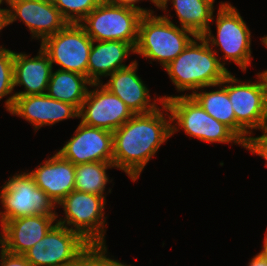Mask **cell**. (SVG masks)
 <instances>
[{
	"mask_svg": "<svg viewBox=\"0 0 267 266\" xmlns=\"http://www.w3.org/2000/svg\"><path fill=\"white\" fill-rule=\"evenodd\" d=\"M161 107L149 113L134 114L113 132V164L133 182L159 147L172 136L169 109L164 102Z\"/></svg>",
	"mask_w": 267,
	"mask_h": 266,
	"instance_id": "obj_1",
	"label": "cell"
},
{
	"mask_svg": "<svg viewBox=\"0 0 267 266\" xmlns=\"http://www.w3.org/2000/svg\"><path fill=\"white\" fill-rule=\"evenodd\" d=\"M218 51L210 47L202 36L189 45L164 69L177 91L184 92L217 87L230 73L219 60Z\"/></svg>",
	"mask_w": 267,
	"mask_h": 266,
	"instance_id": "obj_2",
	"label": "cell"
},
{
	"mask_svg": "<svg viewBox=\"0 0 267 266\" xmlns=\"http://www.w3.org/2000/svg\"><path fill=\"white\" fill-rule=\"evenodd\" d=\"M171 17L154 13L141 17L135 54L158 61L165 68L189 45L196 35L188 29L179 28L170 20Z\"/></svg>",
	"mask_w": 267,
	"mask_h": 266,
	"instance_id": "obj_3",
	"label": "cell"
},
{
	"mask_svg": "<svg viewBox=\"0 0 267 266\" xmlns=\"http://www.w3.org/2000/svg\"><path fill=\"white\" fill-rule=\"evenodd\" d=\"M162 100L171 115V135L182 128L186 135L202 142H233L243 147V142L227 126L209 115L191 95H165Z\"/></svg>",
	"mask_w": 267,
	"mask_h": 266,
	"instance_id": "obj_4",
	"label": "cell"
},
{
	"mask_svg": "<svg viewBox=\"0 0 267 266\" xmlns=\"http://www.w3.org/2000/svg\"><path fill=\"white\" fill-rule=\"evenodd\" d=\"M258 81H241L231 72L220 83L228 92L236 117V136L244 143L253 130L262 129L267 113V74H256Z\"/></svg>",
	"mask_w": 267,
	"mask_h": 266,
	"instance_id": "obj_5",
	"label": "cell"
},
{
	"mask_svg": "<svg viewBox=\"0 0 267 266\" xmlns=\"http://www.w3.org/2000/svg\"><path fill=\"white\" fill-rule=\"evenodd\" d=\"M216 18V37L211 33V27L202 35L210 47H219L224 52L220 63L225 67V61H232L246 72L251 65V31L236 7L228 2H220ZM224 59V61H222ZM222 61V62H221Z\"/></svg>",
	"mask_w": 267,
	"mask_h": 266,
	"instance_id": "obj_6",
	"label": "cell"
},
{
	"mask_svg": "<svg viewBox=\"0 0 267 266\" xmlns=\"http://www.w3.org/2000/svg\"><path fill=\"white\" fill-rule=\"evenodd\" d=\"M143 15L137 9L103 0L79 24L94 41H123L135 48Z\"/></svg>",
	"mask_w": 267,
	"mask_h": 266,
	"instance_id": "obj_7",
	"label": "cell"
},
{
	"mask_svg": "<svg viewBox=\"0 0 267 266\" xmlns=\"http://www.w3.org/2000/svg\"><path fill=\"white\" fill-rule=\"evenodd\" d=\"M58 205L63 208L65 218L57 219V224L79 233L91 245L106 244L103 196L73 190Z\"/></svg>",
	"mask_w": 267,
	"mask_h": 266,
	"instance_id": "obj_8",
	"label": "cell"
},
{
	"mask_svg": "<svg viewBox=\"0 0 267 266\" xmlns=\"http://www.w3.org/2000/svg\"><path fill=\"white\" fill-rule=\"evenodd\" d=\"M0 225L6 221L33 215H57L54 202L27 172L15 173L0 190Z\"/></svg>",
	"mask_w": 267,
	"mask_h": 266,
	"instance_id": "obj_9",
	"label": "cell"
},
{
	"mask_svg": "<svg viewBox=\"0 0 267 266\" xmlns=\"http://www.w3.org/2000/svg\"><path fill=\"white\" fill-rule=\"evenodd\" d=\"M90 245L79 233L55 222L23 256L32 266H73Z\"/></svg>",
	"mask_w": 267,
	"mask_h": 266,
	"instance_id": "obj_10",
	"label": "cell"
},
{
	"mask_svg": "<svg viewBox=\"0 0 267 266\" xmlns=\"http://www.w3.org/2000/svg\"><path fill=\"white\" fill-rule=\"evenodd\" d=\"M93 40L79 23H67L59 32L46 37L40 44L52 66L87 77V66Z\"/></svg>",
	"mask_w": 267,
	"mask_h": 266,
	"instance_id": "obj_11",
	"label": "cell"
},
{
	"mask_svg": "<svg viewBox=\"0 0 267 266\" xmlns=\"http://www.w3.org/2000/svg\"><path fill=\"white\" fill-rule=\"evenodd\" d=\"M90 87L96 88L88 91L78 111L80 122L113 133L134 115L131 109L102 83H92Z\"/></svg>",
	"mask_w": 267,
	"mask_h": 266,
	"instance_id": "obj_12",
	"label": "cell"
},
{
	"mask_svg": "<svg viewBox=\"0 0 267 266\" xmlns=\"http://www.w3.org/2000/svg\"><path fill=\"white\" fill-rule=\"evenodd\" d=\"M4 28L19 20L29 28L32 39L41 42L59 32L68 22L52 0H8Z\"/></svg>",
	"mask_w": 267,
	"mask_h": 266,
	"instance_id": "obj_13",
	"label": "cell"
},
{
	"mask_svg": "<svg viewBox=\"0 0 267 266\" xmlns=\"http://www.w3.org/2000/svg\"><path fill=\"white\" fill-rule=\"evenodd\" d=\"M57 153L74 165L113 163V133L80 122L74 135Z\"/></svg>",
	"mask_w": 267,
	"mask_h": 266,
	"instance_id": "obj_14",
	"label": "cell"
},
{
	"mask_svg": "<svg viewBox=\"0 0 267 266\" xmlns=\"http://www.w3.org/2000/svg\"><path fill=\"white\" fill-rule=\"evenodd\" d=\"M57 215H33L6 221L1 226L0 247L5 251L23 255L55 225Z\"/></svg>",
	"mask_w": 267,
	"mask_h": 266,
	"instance_id": "obj_15",
	"label": "cell"
},
{
	"mask_svg": "<svg viewBox=\"0 0 267 266\" xmlns=\"http://www.w3.org/2000/svg\"><path fill=\"white\" fill-rule=\"evenodd\" d=\"M10 114L31 123L35 132L43 126L78 118V110L73 105L53 99L47 94L15 96Z\"/></svg>",
	"mask_w": 267,
	"mask_h": 266,
	"instance_id": "obj_16",
	"label": "cell"
},
{
	"mask_svg": "<svg viewBox=\"0 0 267 266\" xmlns=\"http://www.w3.org/2000/svg\"><path fill=\"white\" fill-rule=\"evenodd\" d=\"M137 70L138 62L135 59L130 66L109 75L107 83L102 85L118 96L134 114H145L159 108L156 103L160 102L161 105L164 101L161 96H155L154 101H151L149 89L138 76Z\"/></svg>",
	"mask_w": 267,
	"mask_h": 266,
	"instance_id": "obj_17",
	"label": "cell"
},
{
	"mask_svg": "<svg viewBox=\"0 0 267 266\" xmlns=\"http://www.w3.org/2000/svg\"><path fill=\"white\" fill-rule=\"evenodd\" d=\"M29 173L56 206L74 190L75 165L57 152Z\"/></svg>",
	"mask_w": 267,
	"mask_h": 266,
	"instance_id": "obj_18",
	"label": "cell"
},
{
	"mask_svg": "<svg viewBox=\"0 0 267 266\" xmlns=\"http://www.w3.org/2000/svg\"><path fill=\"white\" fill-rule=\"evenodd\" d=\"M37 54L31 57L14 51V87L24 86L25 89L16 92L15 96L46 94L53 66L41 47Z\"/></svg>",
	"mask_w": 267,
	"mask_h": 266,
	"instance_id": "obj_19",
	"label": "cell"
},
{
	"mask_svg": "<svg viewBox=\"0 0 267 266\" xmlns=\"http://www.w3.org/2000/svg\"><path fill=\"white\" fill-rule=\"evenodd\" d=\"M130 53H135V48L130 43L116 40H93L88 58L87 78L92 83H102V77H108L134 62L132 61L128 65L123 64Z\"/></svg>",
	"mask_w": 267,
	"mask_h": 266,
	"instance_id": "obj_20",
	"label": "cell"
},
{
	"mask_svg": "<svg viewBox=\"0 0 267 266\" xmlns=\"http://www.w3.org/2000/svg\"><path fill=\"white\" fill-rule=\"evenodd\" d=\"M169 1L172 2L180 27L196 36H202L214 20V0H163L157 9L165 12Z\"/></svg>",
	"mask_w": 267,
	"mask_h": 266,
	"instance_id": "obj_21",
	"label": "cell"
},
{
	"mask_svg": "<svg viewBox=\"0 0 267 266\" xmlns=\"http://www.w3.org/2000/svg\"><path fill=\"white\" fill-rule=\"evenodd\" d=\"M92 82L76 72L57 69L51 73L46 94L56 100L81 108Z\"/></svg>",
	"mask_w": 267,
	"mask_h": 266,
	"instance_id": "obj_22",
	"label": "cell"
},
{
	"mask_svg": "<svg viewBox=\"0 0 267 266\" xmlns=\"http://www.w3.org/2000/svg\"><path fill=\"white\" fill-rule=\"evenodd\" d=\"M219 89L213 91H195L191 95L201 107L214 119L223 123L236 135V117L227 90L218 84Z\"/></svg>",
	"mask_w": 267,
	"mask_h": 266,
	"instance_id": "obj_23",
	"label": "cell"
},
{
	"mask_svg": "<svg viewBox=\"0 0 267 266\" xmlns=\"http://www.w3.org/2000/svg\"><path fill=\"white\" fill-rule=\"evenodd\" d=\"M115 168L113 163L92 162L75 165L74 190L97 194L106 199L105 188L109 180L107 169Z\"/></svg>",
	"mask_w": 267,
	"mask_h": 266,
	"instance_id": "obj_24",
	"label": "cell"
},
{
	"mask_svg": "<svg viewBox=\"0 0 267 266\" xmlns=\"http://www.w3.org/2000/svg\"><path fill=\"white\" fill-rule=\"evenodd\" d=\"M14 51L4 48L0 45V100L11 94L5 101V108L10 113L15 93L14 90Z\"/></svg>",
	"mask_w": 267,
	"mask_h": 266,
	"instance_id": "obj_25",
	"label": "cell"
},
{
	"mask_svg": "<svg viewBox=\"0 0 267 266\" xmlns=\"http://www.w3.org/2000/svg\"><path fill=\"white\" fill-rule=\"evenodd\" d=\"M103 0H52L68 23H80Z\"/></svg>",
	"mask_w": 267,
	"mask_h": 266,
	"instance_id": "obj_26",
	"label": "cell"
},
{
	"mask_svg": "<svg viewBox=\"0 0 267 266\" xmlns=\"http://www.w3.org/2000/svg\"><path fill=\"white\" fill-rule=\"evenodd\" d=\"M106 244L90 245L73 266H107Z\"/></svg>",
	"mask_w": 267,
	"mask_h": 266,
	"instance_id": "obj_27",
	"label": "cell"
},
{
	"mask_svg": "<svg viewBox=\"0 0 267 266\" xmlns=\"http://www.w3.org/2000/svg\"><path fill=\"white\" fill-rule=\"evenodd\" d=\"M262 135L254 137L249 135L243 143V147L248 149L252 154H257L265 160L267 166V132L261 129Z\"/></svg>",
	"mask_w": 267,
	"mask_h": 266,
	"instance_id": "obj_28",
	"label": "cell"
},
{
	"mask_svg": "<svg viewBox=\"0 0 267 266\" xmlns=\"http://www.w3.org/2000/svg\"><path fill=\"white\" fill-rule=\"evenodd\" d=\"M0 266H32L23 255L11 254L1 248Z\"/></svg>",
	"mask_w": 267,
	"mask_h": 266,
	"instance_id": "obj_29",
	"label": "cell"
},
{
	"mask_svg": "<svg viewBox=\"0 0 267 266\" xmlns=\"http://www.w3.org/2000/svg\"><path fill=\"white\" fill-rule=\"evenodd\" d=\"M109 1L114 3V4H118V5L127 6V7L137 9V10L141 11L143 14L154 13V11L151 9L148 10L146 8H141L140 6L135 5V4L139 3L141 0H109ZM149 1L154 3L152 0H149Z\"/></svg>",
	"mask_w": 267,
	"mask_h": 266,
	"instance_id": "obj_30",
	"label": "cell"
},
{
	"mask_svg": "<svg viewBox=\"0 0 267 266\" xmlns=\"http://www.w3.org/2000/svg\"><path fill=\"white\" fill-rule=\"evenodd\" d=\"M249 266H267V256L261 251L253 256V258L248 263Z\"/></svg>",
	"mask_w": 267,
	"mask_h": 266,
	"instance_id": "obj_31",
	"label": "cell"
},
{
	"mask_svg": "<svg viewBox=\"0 0 267 266\" xmlns=\"http://www.w3.org/2000/svg\"><path fill=\"white\" fill-rule=\"evenodd\" d=\"M107 266H131L107 256Z\"/></svg>",
	"mask_w": 267,
	"mask_h": 266,
	"instance_id": "obj_32",
	"label": "cell"
},
{
	"mask_svg": "<svg viewBox=\"0 0 267 266\" xmlns=\"http://www.w3.org/2000/svg\"><path fill=\"white\" fill-rule=\"evenodd\" d=\"M261 252L267 256V230L265 233V238L263 239V246H262Z\"/></svg>",
	"mask_w": 267,
	"mask_h": 266,
	"instance_id": "obj_33",
	"label": "cell"
},
{
	"mask_svg": "<svg viewBox=\"0 0 267 266\" xmlns=\"http://www.w3.org/2000/svg\"><path fill=\"white\" fill-rule=\"evenodd\" d=\"M3 2H5L8 5V0H0V5L3 4ZM7 11V7L6 8H0V15L4 18L5 14Z\"/></svg>",
	"mask_w": 267,
	"mask_h": 266,
	"instance_id": "obj_34",
	"label": "cell"
},
{
	"mask_svg": "<svg viewBox=\"0 0 267 266\" xmlns=\"http://www.w3.org/2000/svg\"><path fill=\"white\" fill-rule=\"evenodd\" d=\"M261 42L267 48V35L262 37Z\"/></svg>",
	"mask_w": 267,
	"mask_h": 266,
	"instance_id": "obj_35",
	"label": "cell"
},
{
	"mask_svg": "<svg viewBox=\"0 0 267 266\" xmlns=\"http://www.w3.org/2000/svg\"><path fill=\"white\" fill-rule=\"evenodd\" d=\"M4 28V19L3 17L0 15V31Z\"/></svg>",
	"mask_w": 267,
	"mask_h": 266,
	"instance_id": "obj_36",
	"label": "cell"
},
{
	"mask_svg": "<svg viewBox=\"0 0 267 266\" xmlns=\"http://www.w3.org/2000/svg\"><path fill=\"white\" fill-rule=\"evenodd\" d=\"M152 1L154 2L155 7H158L163 2V0H152Z\"/></svg>",
	"mask_w": 267,
	"mask_h": 266,
	"instance_id": "obj_37",
	"label": "cell"
},
{
	"mask_svg": "<svg viewBox=\"0 0 267 266\" xmlns=\"http://www.w3.org/2000/svg\"><path fill=\"white\" fill-rule=\"evenodd\" d=\"M265 132H267V113H266V119L262 128Z\"/></svg>",
	"mask_w": 267,
	"mask_h": 266,
	"instance_id": "obj_38",
	"label": "cell"
}]
</instances>
